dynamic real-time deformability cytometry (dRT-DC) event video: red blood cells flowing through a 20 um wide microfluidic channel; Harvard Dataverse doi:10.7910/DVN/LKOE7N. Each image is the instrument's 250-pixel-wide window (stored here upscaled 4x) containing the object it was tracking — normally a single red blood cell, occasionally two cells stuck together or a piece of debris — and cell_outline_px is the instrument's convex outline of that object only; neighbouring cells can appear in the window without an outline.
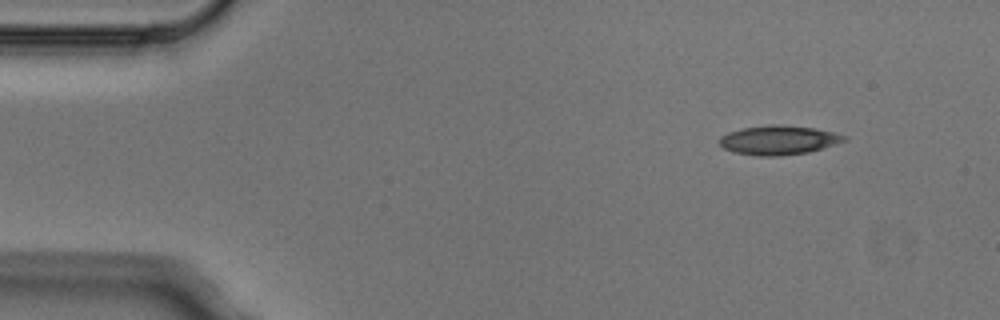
{"species": "Egyptian fruit bat (a non-hibernating species)", "species_latin": "Rousettus aegyptiacus", "temperature_condition": "cold", "stored_images_in_passage": 4, "camera_frame_rate_fps": 3000, "um_per_image_px": 0.085, "animal": {"sex": "male"}, "frame": {"image": 1, "passage_image": 1, "time_ms": 0.0, "image_size_px": [1000, 320], "cell_outline_px": [[848, 140], [808, 152], [780, 156], [756, 156], [732, 152], [724, 148], [720, 144], [720, 136], [728, 132], [744, 128], [768, 124], [784, 124], [816, 128], [848, 136]], "centroid_in_image_um": [66.18, 11.9], "position_along_channel_um": 18.8, "area_um2": 21.39}}
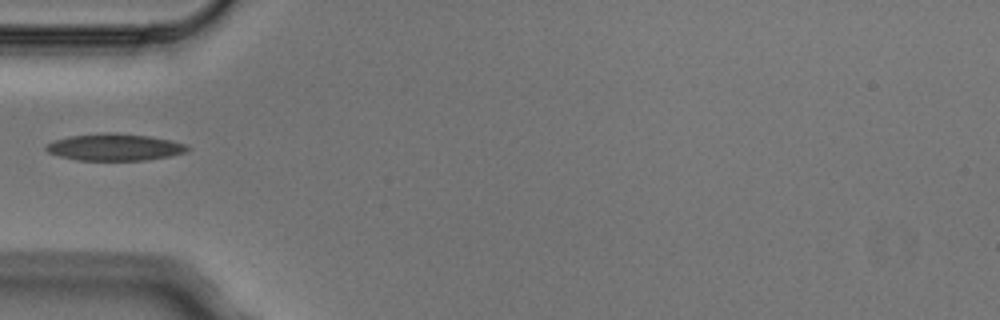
{"frame": {"image": 2, "passage_image": 4, "time_ms": 1.0, "image_size_px": [1000, 320], "cell_outline_px": [[188, 152], [148, 160], [76, 160], [60, 156], [48, 152], [44, 148], [48, 144], [56, 140], [68, 136], [108, 132], [116, 132], [148, 136], [172, 140], [184, 144], [188, 148]], "centroid_in_image_um": [9.75, 12.5], "position_along_channel_um": 75.3, "area_um2": 22.08}}